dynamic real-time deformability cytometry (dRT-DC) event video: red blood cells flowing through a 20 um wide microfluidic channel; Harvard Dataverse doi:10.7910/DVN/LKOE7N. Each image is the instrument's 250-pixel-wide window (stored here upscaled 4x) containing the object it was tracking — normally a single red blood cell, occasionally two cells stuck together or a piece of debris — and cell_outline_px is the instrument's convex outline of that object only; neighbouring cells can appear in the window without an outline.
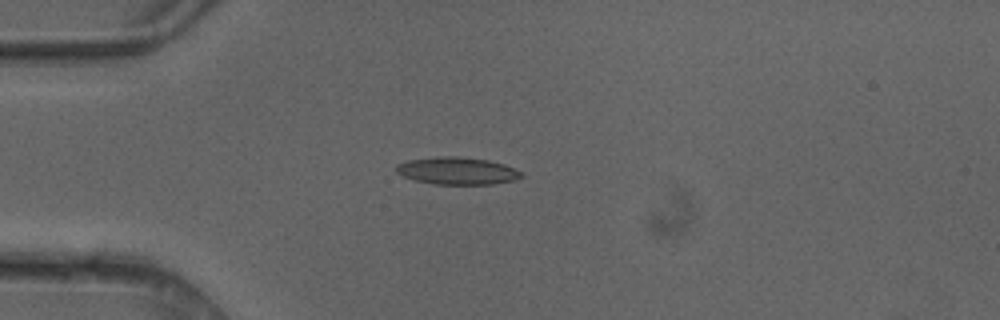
{"species": "common noctule bat (a hibernating species)", "species_latin": "Nyctalus noctula", "temperature_condition": "cold", "stored_images_in_passage": 4, "camera_frame_rate_fps": 3000, "um_per_image_px": 0.085, "animal": {"sex": "female"}, "frame": {"image": 1, "passage_image": 4, "time_ms": 1.0, "image_size_px": [1000, 320], "cell_outline_px": [[524, 176], [512, 180], [492, 184], [436, 184], [412, 180], [396, 172], [396, 164], [408, 160], [436, 156], [456, 156], [488, 160], [504, 164], [524, 172]], "centroid_in_image_um": [38.85, 14.51], "position_along_channel_um": 46.1, "area_um2": 20.0}}